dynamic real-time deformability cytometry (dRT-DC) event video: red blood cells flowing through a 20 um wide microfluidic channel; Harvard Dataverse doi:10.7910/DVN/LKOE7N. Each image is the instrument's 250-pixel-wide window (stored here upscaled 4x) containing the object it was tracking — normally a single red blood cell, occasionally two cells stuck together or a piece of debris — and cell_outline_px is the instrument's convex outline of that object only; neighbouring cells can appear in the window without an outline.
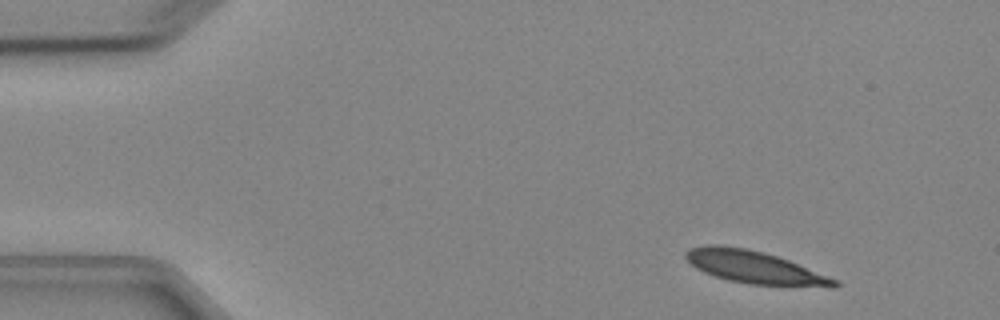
{"species": "Egyptian fruit bat (a non-hibernating species)", "species_latin": "Rousettus aegyptiacus", "temperature_condition": "cold", "stored_images_in_passage": 5, "camera_frame_rate_fps": 3000, "um_per_image_px": 0.085, "animal": {"sex": "female"}, "frame": {"image": 1, "passage_image": 1, "time_ms": 0.0, "image_size_px": [1000, 320], "cell_outline_px": [[840, 284], [836, 288], [832, 288], [748, 284], [728, 280], [704, 272], [696, 268], [684, 256], [684, 252], [692, 248], [708, 244], [720, 244], [744, 248], [764, 252], [788, 260], [840, 280]], "centroid_in_image_um": [64.2, 22.73], "position_along_channel_um": 20.8, "area_um2": 28.44}}
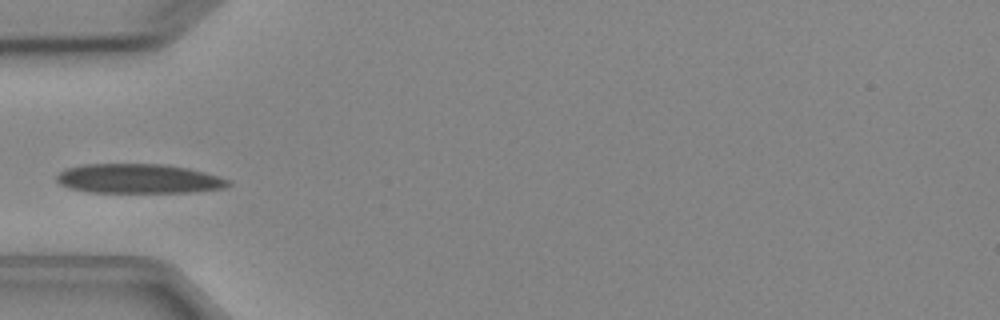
{"frame": {"image": 2, "passage_image": 4, "time_ms": 3.667, "image_size_px": [1000, 320], "cell_outline_px": [[232, 184], [224, 188], [192, 192], [88, 192], [68, 188], [60, 184], [56, 180], [56, 176], [64, 168], [84, 164], [168, 164], [188, 168], [204, 172], [232, 180]], "centroid_in_image_um": [11.78, 15.18], "position_along_channel_um": 73.2, "area_um2": 29.71}}